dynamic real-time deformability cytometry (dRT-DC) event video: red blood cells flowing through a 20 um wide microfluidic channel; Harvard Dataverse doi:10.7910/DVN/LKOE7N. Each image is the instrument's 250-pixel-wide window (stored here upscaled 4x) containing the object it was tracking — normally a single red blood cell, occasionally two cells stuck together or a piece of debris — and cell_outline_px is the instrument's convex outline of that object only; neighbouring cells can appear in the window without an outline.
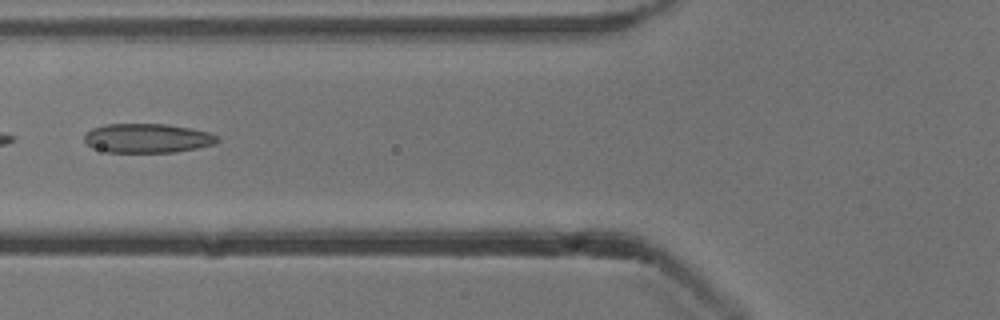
{"species": "common noctule bat (a hibernating species)", "species_latin": "Nyctalus noctula", "temperature_condition": "cold", "stored_images_in_passage": 20, "camera_frame_rate_fps": 3000, "um_per_image_px": 0.085, "animal": {"sex": "male", "body_mass_g": 13.3}, "frame": {"image": 1, "passage_image": 4, "time_ms": 1.0, "image_size_px": [1000, 320], "cell_outline_px": [[220, 140], [216, 144], [176, 152], [108, 152], [92, 148], [84, 140], [84, 136], [92, 128], [108, 124], [168, 124], [208, 132], [216, 136]], "centroid_in_image_um": [12.53, 11.75], "position_along_channel_um": 113.3, "area_um2": 22.54}}